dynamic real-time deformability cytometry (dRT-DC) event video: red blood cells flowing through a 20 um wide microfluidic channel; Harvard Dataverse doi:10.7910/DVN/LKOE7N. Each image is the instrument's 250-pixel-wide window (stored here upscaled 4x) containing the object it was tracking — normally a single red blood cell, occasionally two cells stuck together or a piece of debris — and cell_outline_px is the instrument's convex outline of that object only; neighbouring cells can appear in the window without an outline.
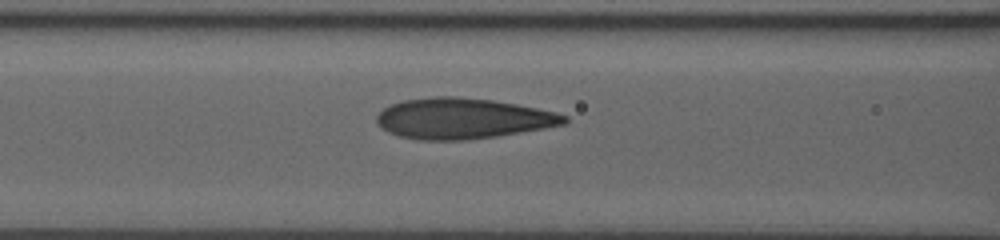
{"species": "human", "species_latin": "Homo sapiens", "temperature_condition": "room temperature", "stored_images_in_passage": 35, "camera_frame_rate_fps": 3000, "um_per_image_px": 0.085, "donor": {"sex": "male"}, "frame": {"image": 1, "passage_image": 12, "time_ms": 6.667, "image_size_px": [1000, 240], "cell_outline_px": [[568, 120], [564, 124], [544, 128], [496, 136], [464, 140], [416, 140], [400, 136], [388, 132], [376, 120], [376, 116], [384, 108], [392, 104], [404, 100], [436, 96], [456, 96], [492, 100], [516, 104], [556, 112], [568, 116]], "centroid_in_image_um": [39.33, 10.07], "position_along_channel_um": 127.3, "area_um2": 44.22}}
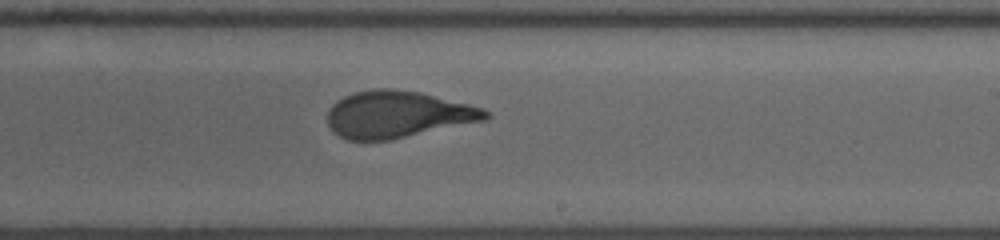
{"frame": {"image": 2, "passage_image": 20, "time_ms": 10.0, "image_size_px": [1000, 240], "cell_outline_px": [[492, 116], [484, 120], [392, 140], [348, 140], [332, 132], [328, 124], [328, 112], [332, 104], [336, 100], [344, 96], [356, 92], [376, 88], [392, 88], [420, 92], [484, 108]], "centroid_in_image_um": [33.78, 9.73], "position_along_channel_um": 255.2, "area_um2": 43.18}}
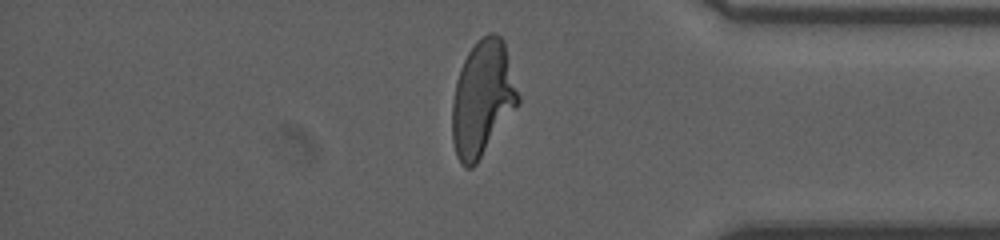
{"frame": {"image": 3, "passage_image": 32, "time_ms": 14.0, "image_size_px": [1000, 240], "cell_outline_px": [[520, 104], [476, 164], [472, 168], [464, 168], [460, 164], [456, 156], [452, 140], [452, 104], [456, 80], [460, 68], [468, 52], [488, 32], [496, 32], [504, 40], [520, 96]], "centroid_in_image_um": [41.02, 8.4], "position_along_channel_um": 394.2, "area_um2": 44.68}}